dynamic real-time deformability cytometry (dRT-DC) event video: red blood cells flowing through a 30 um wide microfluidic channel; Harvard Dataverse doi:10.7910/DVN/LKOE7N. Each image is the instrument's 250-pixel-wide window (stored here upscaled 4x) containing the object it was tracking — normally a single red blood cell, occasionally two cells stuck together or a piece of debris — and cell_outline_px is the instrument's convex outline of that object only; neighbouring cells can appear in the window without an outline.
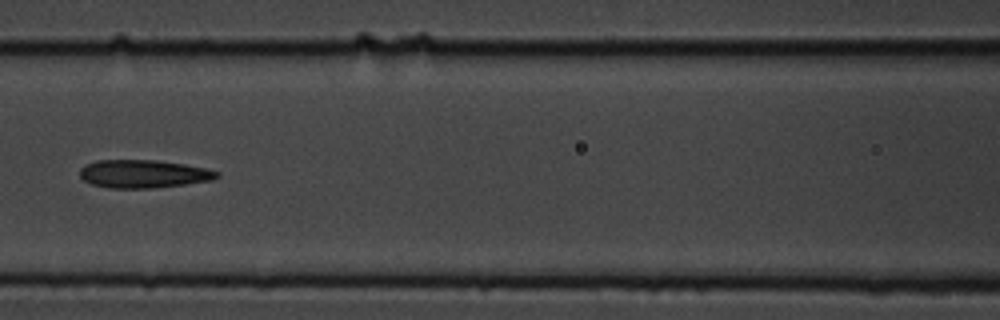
{"species": "common noctule bat (a hibernating species)", "species_latin": "Nyctalus noctula", "temperature_condition": "cold", "stored_images_in_passage": 9, "camera_frame_rate_fps": 3000, "um_per_image_px": 0.085, "animal": {"sex": "male", "body_mass_g": 19.5, "forearm_length_mm": 54.6}, "frame": {"image": 1, "passage_image": 6, "time_ms": 1.667, "image_size_px": [1000, 320], "cell_outline_px": [[220, 176], [212, 180], [184, 184], [152, 188], [108, 188], [92, 184], [84, 180], [80, 176], [80, 168], [84, 164], [96, 160], [152, 160], [184, 164], [204, 168], [220, 172]], "centroid_in_image_um": [12.16, 14.78], "position_along_channel_um": 154.4, "area_um2": 22.37}}
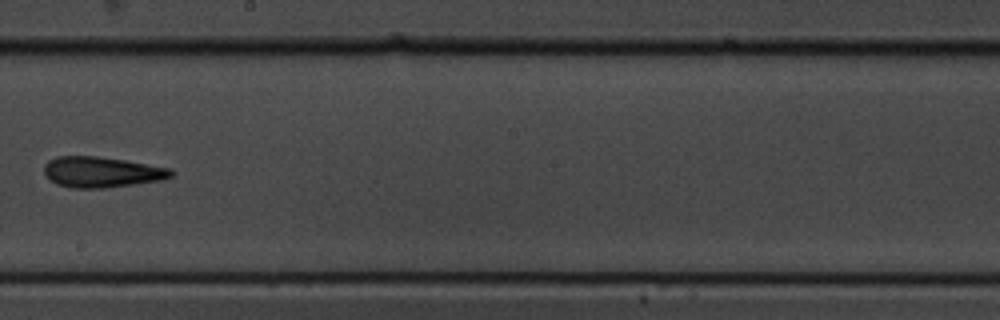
{"frame": {"image": 2, "passage_image": 8, "time_ms": 2.333, "image_size_px": [1000, 320], "cell_outline_px": [[176, 172], [172, 176], [160, 180], [108, 188], [72, 188], [56, 184], [44, 172], [44, 164], [48, 160], [56, 156], [96, 156], [124, 160], [172, 168]], "centroid_in_image_um": [8.66, 14.62], "position_along_channel_um": 239.5, "area_um2": 22.77}}
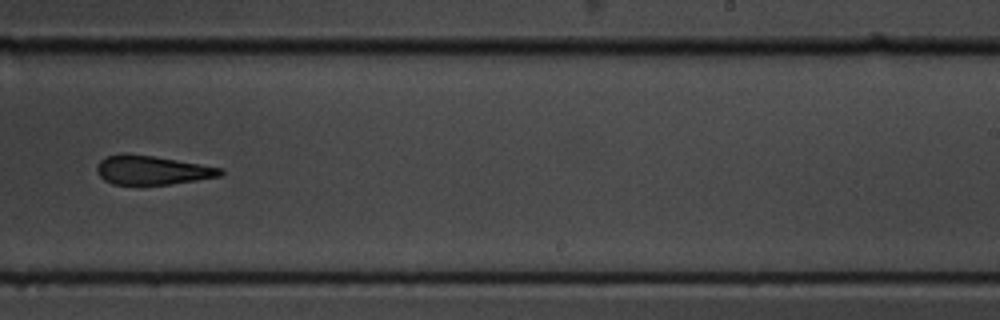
{"frame": {"image": 3, "passage_image": 9, "time_ms": 2.667, "image_size_px": [1000, 320], "cell_outline_px": [[224, 172], [220, 176], [196, 180], [168, 184], [112, 184], [104, 180], [96, 172], [96, 164], [100, 160], [108, 156], [152, 156], [224, 168]], "centroid_in_image_um": [12.95, 14.49], "position_along_channel_um": 276.0, "area_um2": 20.17}}